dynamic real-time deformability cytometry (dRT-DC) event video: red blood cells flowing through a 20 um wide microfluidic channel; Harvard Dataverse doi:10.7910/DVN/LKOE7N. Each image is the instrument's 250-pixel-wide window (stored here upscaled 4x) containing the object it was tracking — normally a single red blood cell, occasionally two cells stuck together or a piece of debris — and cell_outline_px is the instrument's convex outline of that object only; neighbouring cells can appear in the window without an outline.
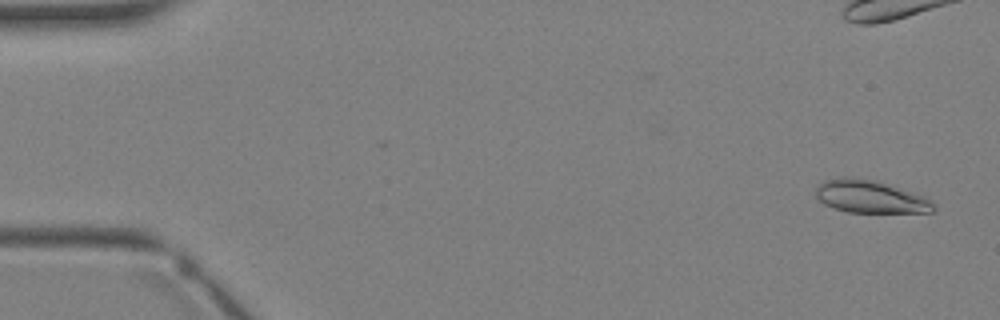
{"species": "Egyptian fruit bat (a non-hibernating species)", "species_latin": "Rousettus aegyptiacus", "temperature_condition": "warm", "stored_images_in_passage": 4, "camera_frame_rate_fps": 3000, "um_per_image_px": 0.085, "animal": {"sex": "female"}, "frame": {"image": 1, "passage_image": 1, "time_ms": 0.0, "image_size_px": [1000, 320], "cell_outline_px": [[936, 208], [932, 212], [848, 212], [824, 204], [816, 196], [816, 184], [824, 180], [844, 176], [872, 180], [924, 196], [932, 200], [936, 204]], "centroid_in_image_um": [73.96, 16.72], "position_along_channel_um": 11.0, "area_um2": 22.2}}
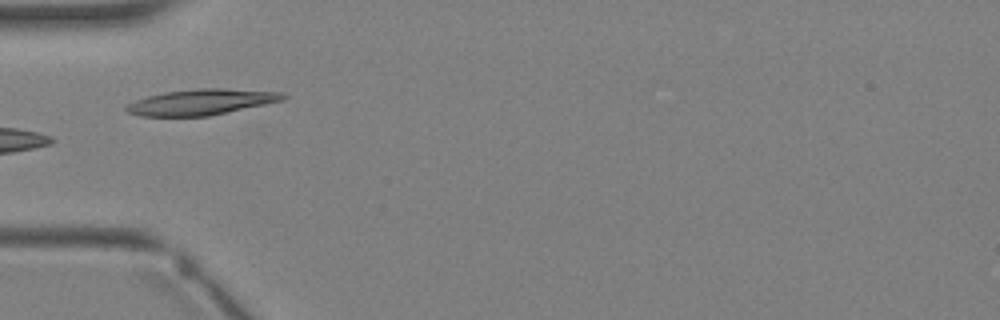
{"frame": {"image": 2, "passage_image": 4, "time_ms": 3.667, "image_size_px": [1000, 320], "cell_outline_px": [[288, 96], [284, 100], [208, 116], [140, 116], [128, 112], [124, 108], [128, 104], [136, 100], [148, 96], [164, 92], [200, 88], [224, 88], [284, 92]], "centroid_in_image_um": [17.14, 8.66], "position_along_channel_um": 67.9, "area_um2": 23.47}}